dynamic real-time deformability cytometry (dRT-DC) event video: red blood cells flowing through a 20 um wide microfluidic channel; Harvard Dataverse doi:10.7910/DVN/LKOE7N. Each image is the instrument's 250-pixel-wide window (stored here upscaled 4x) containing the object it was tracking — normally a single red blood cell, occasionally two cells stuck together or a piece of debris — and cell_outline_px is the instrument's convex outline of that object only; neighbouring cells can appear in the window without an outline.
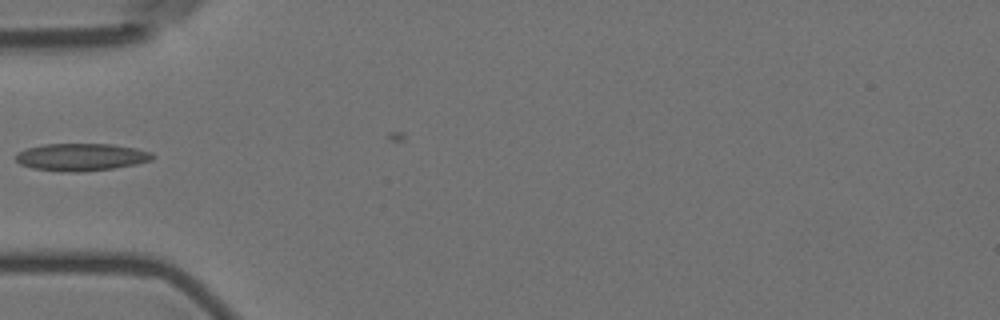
{"species": "Egyptian fruit bat (a non-hibernating species)", "species_latin": "Rousettus aegyptiacus", "temperature_condition": "room temperature", "stored_images_in_passage": 5, "camera_frame_rate_fps": 3000, "um_per_image_px": 0.085, "animal": {"sex": "female"}, "frame": {"image": 1, "passage_image": 4, "time_ms": 4.333, "image_size_px": [1000, 320], "cell_outline_px": [[156, 156], [152, 160], [136, 164], [112, 168], [80, 172], [60, 172], [32, 168], [20, 164], [16, 160], [16, 156], [20, 152], [28, 148], [44, 144], [112, 144], [136, 148], [152, 152]], "centroid_in_image_um": [6.94, 13.35], "position_along_channel_um": 78.1, "area_um2": 21.85}}